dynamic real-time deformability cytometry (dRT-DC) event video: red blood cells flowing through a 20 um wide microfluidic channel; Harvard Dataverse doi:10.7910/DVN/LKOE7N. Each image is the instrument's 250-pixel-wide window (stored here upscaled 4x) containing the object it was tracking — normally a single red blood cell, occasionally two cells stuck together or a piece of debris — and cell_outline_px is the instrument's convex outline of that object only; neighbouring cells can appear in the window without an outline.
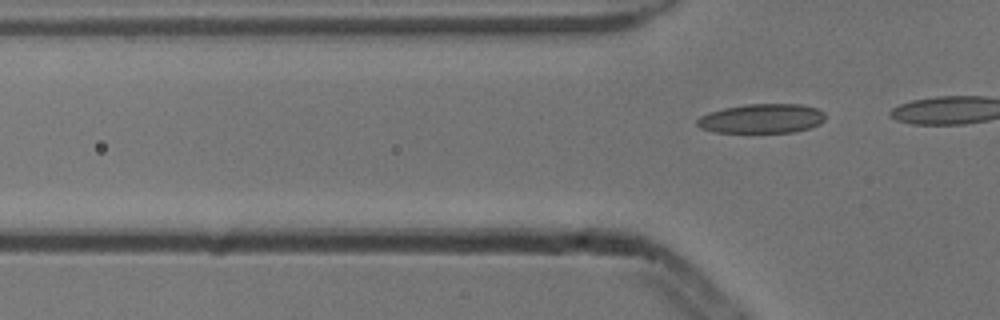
{"species": "common noctule bat (a hibernating species)", "species_latin": "Nyctalus noctula", "temperature_condition": "cold", "stored_images_in_passage": 6, "camera_frame_rate_fps": 3000, "um_per_image_px": 0.085, "animal": {"sex": "male", "body_mass_g": 13.3}, "frame": {"image": 1, "passage_image": 6, "time_ms": 1.667, "image_size_px": [1000, 320], "cell_outline_px": [[824, 120], [820, 124], [808, 128], [792, 132], [716, 132], [700, 128], [696, 124], [696, 120], [700, 116], [724, 108], [748, 104], [800, 104], [816, 108], [824, 112]], "centroid_in_image_um": [64.75, 10.07], "position_along_channel_um": 61.0, "area_um2": 21.73}}